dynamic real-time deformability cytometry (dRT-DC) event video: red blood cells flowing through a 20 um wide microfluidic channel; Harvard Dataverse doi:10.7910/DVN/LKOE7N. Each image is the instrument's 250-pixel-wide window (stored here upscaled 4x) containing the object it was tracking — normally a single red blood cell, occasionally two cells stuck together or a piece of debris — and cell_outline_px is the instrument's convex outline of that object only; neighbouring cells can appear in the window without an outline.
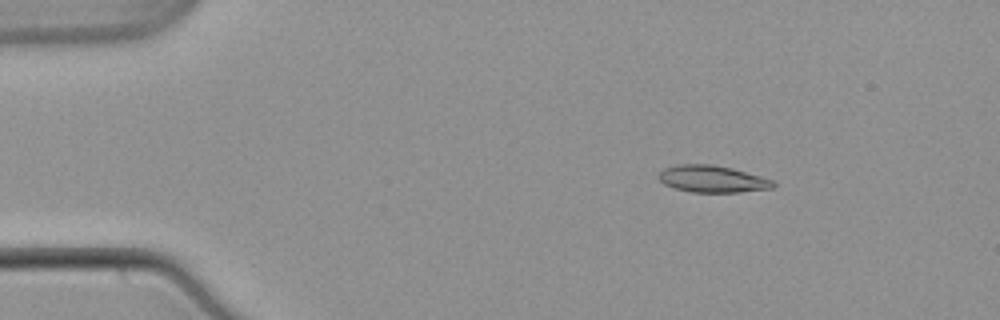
{"species": "common noctule bat (a hibernating species)", "species_latin": "Nyctalus noctula", "temperature_condition": "warm", "stored_images_in_passage": 48, "camera_frame_rate_fps": 3000, "um_per_image_px": 0.085, "animal": {"sex": "male", "body_mass_g": 21.5, "forearm_length_mm": 52.0}, "frame": {"image": 1, "passage_image": 5, "time_ms": 1.333, "image_size_px": [1000, 320], "cell_outline_px": [[776, 184], [772, 188], [740, 192], [692, 192], [676, 188], [664, 184], [656, 176], [664, 168], [676, 164], [712, 164], [732, 168], [760, 176], [772, 180]], "centroid_in_image_um": [60.52, 15.2], "position_along_channel_um": 24.5, "area_um2": 17.92}}
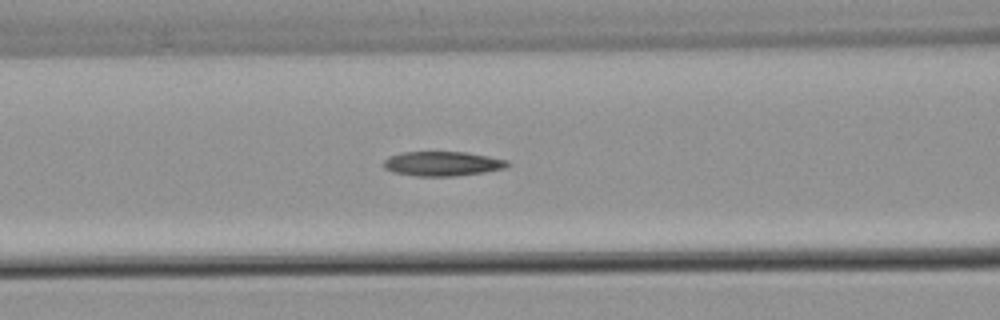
{"frame": {"image": 2, "passage_image": 19, "time_ms": 6.0, "image_size_px": [1000, 320], "cell_outline_px": [[512, 164], [504, 168], [484, 172], [452, 176], [416, 176], [396, 172], [384, 168], [384, 160], [388, 156], [400, 152], [468, 152], [508, 160]], "centroid_in_image_um": [37.62, 13.9], "position_along_channel_um": 129.0, "area_um2": 17.69}}
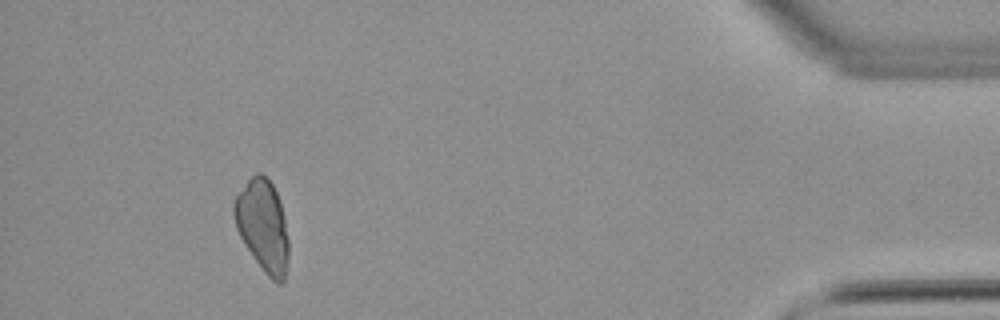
{"frame": {"image": 3, "passage_image": 48, "time_ms": 15.667, "image_size_px": [1000, 320], "cell_outline_px": [[288, 256], [284, 280], [280, 284], [272, 280], [264, 272], [244, 244], [236, 228], [232, 212], [232, 204], [236, 196], [248, 180], [256, 172], [260, 172], [272, 184], [280, 200], [284, 216], [288, 240]], "centroid_in_image_um": [22.32, 19.18], "position_along_channel_um": 412.9, "area_um2": 29.07}, "authors_computed_cell_mechanics": {"area_um2": 17.6579, "velocity_mm_per_s": 3.8889, "shape_relaxation_time_tau1_ms": null, "shape_relaxation_time_tau2_ms": 9.5798, "deformation_change_tau1": null, "deformation_change_tau2": 0.209}}